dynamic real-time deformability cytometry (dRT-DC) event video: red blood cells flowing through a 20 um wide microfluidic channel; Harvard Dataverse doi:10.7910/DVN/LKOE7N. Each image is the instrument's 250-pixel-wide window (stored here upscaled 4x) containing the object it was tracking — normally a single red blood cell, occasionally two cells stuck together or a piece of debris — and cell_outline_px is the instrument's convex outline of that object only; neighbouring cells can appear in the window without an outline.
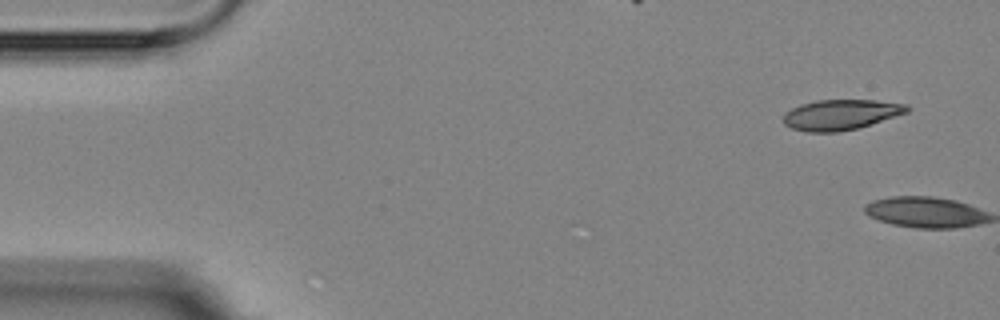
{"species": "Egyptian fruit bat (a non-hibernating species)", "species_latin": "Rousettus aegyptiacus", "temperature_condition": "room temperature", "stored_images_in_passage": 2, "camera_frame_rate_fps": 3000, "um_per_image_px": 0.085, "animal": {"sex": "female"}, "frame": {"image": 1, "passage_image": 1, "time_ms": 0.0, "image_size_px": [1000, 320], "cell_outline_px": [[912, 108], [908, 112], [856, 128], [840, 132], [808, 132], [792, 128], [784, 124], [784, 112], [800, 104], [816, 100], [876, 100], [908, 104]], "centroid_in_image_um": [71.47, 9.73], "position_along_channel_um": 13.5, "area_um2": 21.85}}